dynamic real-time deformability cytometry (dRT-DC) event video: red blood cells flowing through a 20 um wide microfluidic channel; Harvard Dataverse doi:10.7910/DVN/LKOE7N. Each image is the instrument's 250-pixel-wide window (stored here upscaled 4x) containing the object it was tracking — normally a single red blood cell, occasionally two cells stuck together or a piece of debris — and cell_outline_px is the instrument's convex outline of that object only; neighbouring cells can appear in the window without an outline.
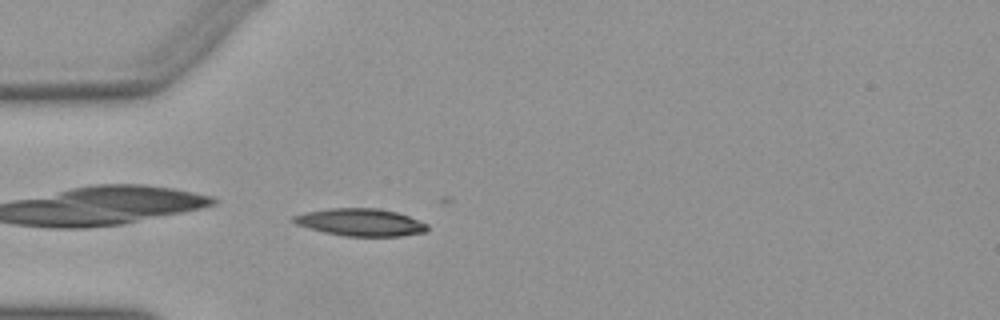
{"species": "Egyptian fruit bat (a non-hibernating species)", "species_latin": "Rousettus aegyptiacus", "temperature_condition": "warm", "stored_images_in_passage": 30, "camera_frame_rate_fps": 3000, "um_per_image_px": 0.085, "animal": {"sex": "female"}, "frame": {"image": 1, "passage_image": 6, "time_ms": 1.667, "image_size_px": [1000, 320], "cell_outline_px": [[428, 228], [424, 232], [400, 236], [344, 236], [324, 232], [308, 228], [296, 224], [292, 220], [292, 216], [304, 212], [328, 208], [376, 208], [396, 212], [408, 216], [428, 224]], "centroid_in_image_um": [30.61, 18.89], "position_along_channel_um": 54.4, "area_um2": 21.33}}
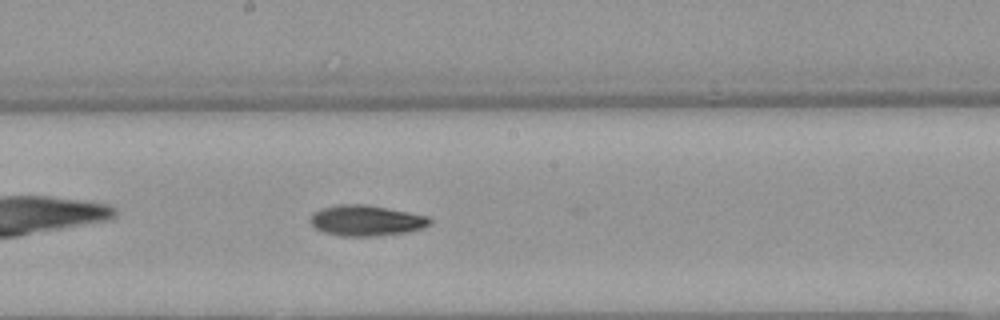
{"frame": {"image": 2, "passage_image": 19, "time_ms": 6.0, "image_size_px": [1000, 320], "cell_outline_px": [[432, 224], [408, 232], [380, 236], [340, 236], [324, 232], [316, 228], [308, 220], [320, 208], [340, 204], [364, 204], [388, 208], [428, 216], [432, 220]], "centroid_in_image_um": [31.14, 18.75], "position_along_channel_um": 217.1, "area_um2": 21.39}}
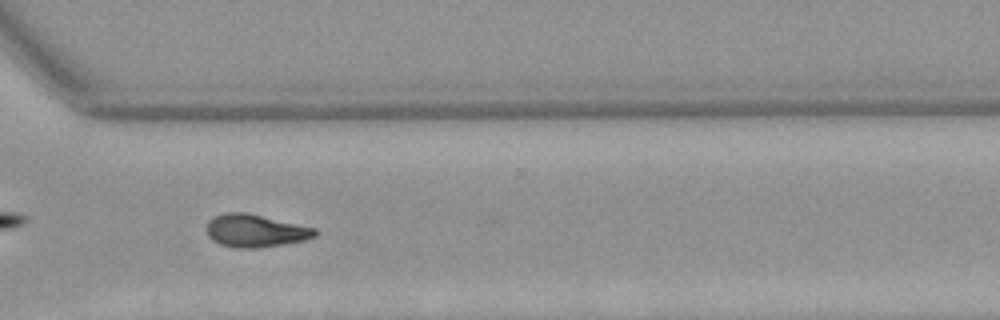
{"frame": {"image": 3, "passage_image": 29, "time_ms": 9.333, "image_size_px": [1000, 320], "cell_outline_px": [[316, 236], [304, 240], [260, 248], [236, 248], [220, 244], [212, 240], [208, 236], [208, 220], [224, 212], [248, 212], [316, 228]], "centroid_in_image_um": [21.7, 19.61], "position_along_channel_um": 348.9, "area_um2": 20.69}}